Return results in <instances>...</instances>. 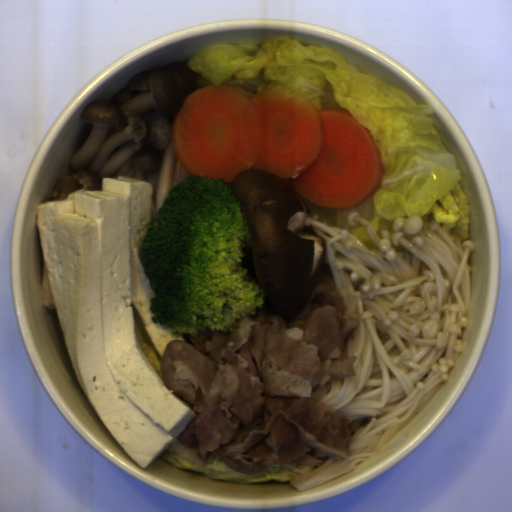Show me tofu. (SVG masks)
<instances>
[{
    "label": "tofu",
    "instance_id": "5b9d583a",
    "mask_svg": "<svg viewBox=\"0 0 512 512\" xmlns=\"http://www.w3.org/2000/svg\"><path fill=\"white\" fill-rule=\"evenodd\" d=\"M151 182L102 177L101 190L81 188L37 205L41 295L56 311L75 375L118 445L147 469L196 417L145 358L134 308L161 359L170 340L156 325L140 249L153 223ZM134 306V308H133Z\"/></svg>",
    "mask_w": 512,
    "mask_h": 512
}]
</instances>
